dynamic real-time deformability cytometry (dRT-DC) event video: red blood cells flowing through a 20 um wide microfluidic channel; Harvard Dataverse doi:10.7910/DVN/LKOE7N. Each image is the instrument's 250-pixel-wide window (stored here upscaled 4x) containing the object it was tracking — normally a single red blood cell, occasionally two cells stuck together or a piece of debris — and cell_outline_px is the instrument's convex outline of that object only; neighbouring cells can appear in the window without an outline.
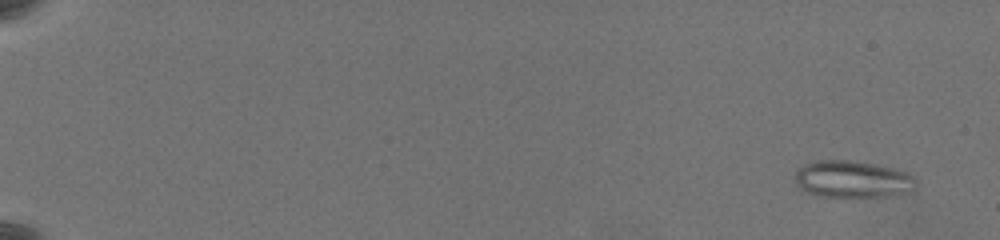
{"species": "common noctule bat (a hibernating species)", "species_latin": "Nyctalus noctula", "temperature_condition": "warm", "stored_images_in_passage": 66, "camera_frame_rate_fps": 3000, "um_per_image_px": 0.085, "animal": {"sex": "female", "body_mass_g": 19.5, "forearm_length_mm": 54.1}, "frame": {"image": 1, "passage_image": 5, "time_ms": 1.333, "image_size_px": [1000, 240], "cell_outline_px": [[912, 176], [900, 192], [880, 196], [820, 196], [796, 188], [796, 172], [804, 164], [816, 160], [848, 160], [876, 164], [896, 168], [908, 172]], "centroid_in_image_um": [72.26, 15.19], "position_along_channel_um": 12.7, "area_um2": 24.97}}
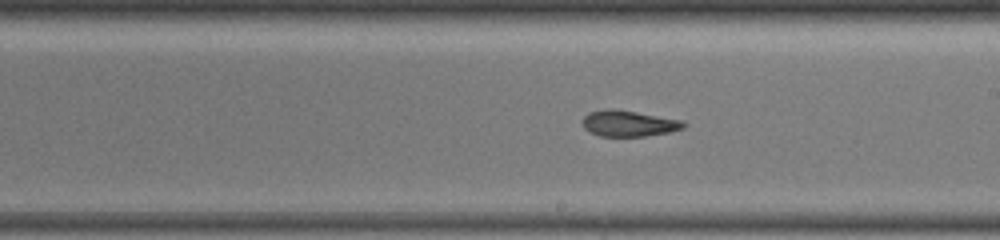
{"frame": {"image": 2, "passage_image": 42, "time_ms": 13.667, "image_size_px": [1000, 240], "cell_outline_px": [[688, 124], [684, 128], [668, 132], [644, 136], [600, 136], [588, 132], [584, 128], [584, 116], [588, 112], [608, 108], [612, 108], [636, 112], [680, 120]], "centroid_in_image_um": [53.41, 10.49], "position_along_channel_um": 235.6, "area_um2": 15.2}}
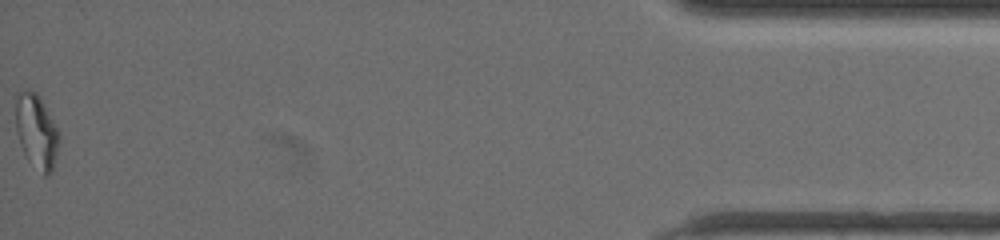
{"frame": {"image": 3, "passage_image": 66, "time_ms": 21.667, "image_size_px": [1000, 240], "cell_outline_px": [[60, 140], [52, 172], [48, 176], [44, 176], [28, 160], [20, 144], [16, 132], [16, 100], [20, 92], [36, 92], [40, 96], [60, 132]], "centroid_in_image_um": [3.14, 11.21], "position_along_channel_um": 432.1, "area_um2": 18.73}, "authors_computed_cell_mechanics": {"area_um2": 17.4556, "velocity_mm_per_s": 3.4445, "shape_relaxation_time_tau1_ms": null, "shape_relaxation_time_tau2_ms": 3.7496, "deformation_change_tau1": null, "deformation_change_tau2": 0.1096}}